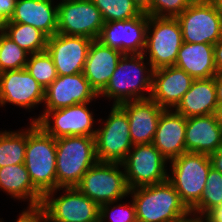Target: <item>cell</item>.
I'll list each match as a JSON object with an SVG mask.
<instances>
[{
    "instance_id": "1",
    "label": "cell",
    "mask_w": 222,
    "mask_h": 222,
    "mask_svg": "<svg viewBox=\"0 0 222 222\" xmlns=\"http://www.w3.org/2000/svg\"><path fill=\"white\" fill-rule=\"evenodd\" d=\"M153 71L154 69L143 54H124L99 96L114 99L113 105L150 98Z\"/></svg>"
},
{
    "instance_id": "2",
    "label": "cell",
    "mask_w": 222,
    "mask_h": 222,
    "mask_svg": "<svg viewBox=\"0 0 222 222\" xmlns=\"http://www.w3.org/2000/svg\"><path fill=\"white\" fill-rule=\"evenodd\" d=\"M129 194L137 222H177L191 213L168 180L130 189Z\"/></svg>"
},
{
    "instance_id": "3",
    "label": "cell",
    "mask_w": 222,
    "mask_h": 222,
    "mask_svg": "<svg viewBox=\"0 0 222 222\" xmlns=\"http://www.w3.org/2000/svg\"><path fill=\"white\" fill-rule=\"evenodd\" d=\"M29 126L24 165L33 185L45 195L57 189L56 139L36 122H30Z\"/></svg>"
},
{
    "instance_id": "4",
    "label": "cell",
    "mask_w": 222,
    "mask_h": 222,
    "mask_svg": "<svg viewBox=\"0 0 222 222\" xmlns=\"http://www.w3.org/2000/svg\"><path fill=\"white\" fill-rule=\"evenodd\" d=\"M97 162L94 136L56 139L57 188L76 187L83 175Z\"/></svg>"
},
{
    "instance_id": "5",
    "label": "cell",
    "mask_w": 222,
    "mask_h": 222,
    "mask_svg": "<svg viewBox=\"0 0 222 222\" xmlns=\"http://www.w3.org/2000/svg\"><path fill=\"white\" fill-rule=\"evenodd\" d=\"M168 181L174 186L181 201L191 210L201 199L211 165L209 155L185 152L170 161Z\"/></svg>"
},
{
    "instance_id": "6",
    "label": "cell",
    "mask_w": 222,
    "mask_h": 222,
    "mask_svg": "<svg viewBox=\"0 0 222 222\" xmlns=\"http://www.w3.org/2000/svg\"><path fill=\"white\" fill-rule=\"evenodd\" d=\"M123 170L122 163L98 161L83 175L76 188L99 206L121 201L130 195Z\"/></svg>"
},
{
    "instance_id": "7",
    "label": "cell",
    "mask_w": 222,
    "mask_h": 222,
    "mask_svg": "<svg viewBox=\"0 0 222 222\" xmlns=\"http://www.w3.org/2000/svg\"><path fill=\"white\" fill-rule=\"evenodd\" d=\"M60 190L64 194L55 198ZM39 211L43 222H99L100 206L76 187H69L47 192Z\"/></svg>"
},
{
    "instance_id": "8",
    "label": "cell",
    "mask_w": 222,
    "mask_h": 222,
    "mask_svg": "<svg viewBox=\"0 0 222 222\" xmlns=\"http://www.w3.org/2000/svg\"><path fill=\"white\" fill-rule=\"evenodd\" d=\"M182 43V30L176 17L149 16L143 55L154 70L174 66Z\"/></svg>"
},
{
    "instance_id": "9",
    "label": "cell",
    "mask_w": 222,
    "mask_h": 222,
    "mask_svg": "<svg viewBox=\"0 0 222 222\" xmlns=\"http://www.w3.org/2000/svg\"><path fill=\"white\" fill-rule=\"evenodd\" d=\"M176 18L183 42L215 45L222 37V16L212 0H194Z\"/></svg>"
},
{
    "instance_id": "10",
    "label": "cell",
    "mask_w": 222,
    "mask_h": 222,
    "mask_svg": "<svg viewBox=\"0 0 222 222\" xmlns=\"http://www.w3.org/2000/svg\"><path fill=\"white\" fill-rule=\"evenodd\" d=\"M108 118L95 133L96 156L99 162L122 163L133 147L126 112L112 105Z\"/></svg>"
},
{
    "instance_id": "11",
    "label": "cell",
    "mask_w": 222,
    "mask_h": 222,
    "mask_svg": "<svg viewBox=\"0 0 222 222\" xmlns=\"http://www.w3.org/2000/svg\"><path fill=\"white\" fill-rule=\"evenodd\" d=\"M122 164L129 189L168 180V161L152 143L133 145Z\"/></svg>"
},
{
    "instance_id": "12",
    "label": "cell",
    "mask_w": 222,
    "mask_h": 222,
    "mask_svg": "<svg viewBox=\"0 0 222 222\" xmlns=\"http://www.w3.org/2000/svg\"><path fill=\"white\" fill-rule=\"evenodd\" d=\"M87 105L89 106V103L43 111L38 117L32 118L31 122H36L55 139L66 136H95L97 128L93 124L96 121Z\"/></svg>"
},
{
    "instance_id": "13",
    "label": "cell",
    "mask_w": 222,
    "mask_h": 222,
    "mask_svg": "<svg viewBox=\"0 0 222 222\" xmlns=\"http://www.w3.org/2000/svg\"><path fill=\"white\" fill-rule=\"evenodd\" d=\"M58 4L57 33L97 39L105 24L91 0H62Z\"/></svg>"
},
{
    "instance_id": "14",
    "label": "cell",
    "mask_w": 222,
    "mask_h": 222,
    "mask_svg": "<svg viewBox=\"0 0 222 222\" xmlns=\"http://www.w3.org/2000/svg\"><path fill=\"white\" fill-rule=\"evenodd\" d=\"M149 15L141 13L128 20L106 22L97 40L123 54H143Z\"/></svg>"
},
{
    "instance_id": "15",
    "label": "cell",
    "mask_w": 222,
    "mask_h": 222,
    "mask_svg": "<svg viewBox=\"0 0 222 222\" xmlns=\"http://www.w3.org/2000/svg\"><path fill=\"white\" fill-rule=\"evenodd\" d=\"M92 39L54 34L47 39L46 51L52 57L58 76L82 73Z\"/></svg>"
},
{
    "instance_id": "16",
    "label": "cell",
    "mask_w": 222,
    "mask_h": 222,
    "mask_svg": "<svg viewBox=\"0 0 222 222\" xmlns=\"http://www.w3.org/2000/svg\"><path fill=\"white\" fill-rule=\"evenodd\" d=\"M45 89L23 68L0 73V106L34 109L44 102Z\"/></svg>"
},
{
    "instance_id": "17",
    "label": "cell",
    "mask_w": 222,
    "mask_h": 222,
    "mask_svg": "<svg viewBox=\"0 0 222 222\" xmlns=\"http://www.w3.org/2000/svg\"><path fill=\"white\" fill-rule=\"evenodd\" d=\"M100 98L84 77L83 72L58 76L46 89L43 111L66 108L76 104L92 103Z\"/></svg>"
},
{
    "instance_id": "18",
    "label": "cell",
    "mask_w": 222,
    "mask_h": 222,
    "mask_svg": "<svg viewBox=\"0 0 222 222\" xmlns=\"http://www.w3.org/2000/svg\"><path fill=\"white\" fill-rule=\"evenodd\" d=\"M193 81L194 78L176 66L155 69L150 98L164 109H174Z\"/></svg>"
},
{
    "instance_id": "19",
    "label": "cell",
    "mask_w": 222,
    "mask_h": 222,
    "mask_svg": "<svg viewBox=\"0 0 222 222\" xmlns=\"http://www.w3.org/2000/svg\"><path fill=\"white\" fill-rule=\"evenodd\" d=\"M119 106L128 117L133 145L152 143L164 108L151 98L128 101Z\"/></svg>"
},
{
    "instance_id": "20",
    "label": "cell",
    "mask_w": 222,
    "mask_h": 222,
    "mask_svg": "<svg viewBox=\"0 0 222 222\" xmlns=\"http://www.w3.org/2000/svg\"><path fill=\"white\" fill-rule=\"evenodd\" d=\"M186 118L174 109H164L160 115L152 144L168 161L186 152Z\"/></svg>"
},
{
    "instance_id": "21",
    "label": "cell",
    "mask_w": 222,
    "mask_h": 222,
    "mask_svg": "<svg viewBox=\"0 0 222 222\" xmlns=\"http://www.w3.org/2000/svg\"><path fill=\"white\" fill-rule=\"evenodd\" d=\"M186 152L210 155L222 148V126L215 114L186 118Z\"/></svg>"
},
{
    "instance_id": "22",
    "label": "cell",
    "mask_w": 222,
    "mask_h": 222,
    "mask_svg": "<svg viewBox=\"0 0 222 222\" xmlns=\"http://www.w3.org/2000/svg\"><path fill=\"white\" fill-rule=\"evenodd\" d=\"M124 54L94 39L90 45L83 74L99 95L107 86Z\"/></svg>"
},
{
    "instance_id": "23",
    "label": "cell",
    "mask_w": 222,
    "mask_h": 222,
    "mask_svg": "<svg viewBox=\"0 0 222 222\" xmlns=\"http://www.w3.org/2000/svg\"><path fill=\"white\" fill-rule=\"evenodd\" d=\"M53 0H17L9 21L29 24L39 29L48 38L57 33L58 4Z\"/></svg>"
},
{
    "instance_id": "24",
    "label": "cell",
    "mask_w": 222,
    "mask_h": 222,
    "mask_svg": "<svg viewBox=\"0 0 222 222\" xmlns=\"http://www.w3.org/2000/svg\"><path fill=\"white\" fill-rule=\"evenodd\" d=\"M0 189L11 198L28 200L29 207L25 210H39L41 207L44 195L33 185L24 163L0 167Z\"/></svg>"
},
{
    "instance_id": "25",
    "label": "cell",
    "mask_w": 222,
    "mask_h": 222,
    "mask_svg": "<svg viewBox=\"0 0 222 222\" xmlns=\"http://www.w3.org/2000/svg\"><path fill=\"white\" fill-rule=\"evenodd\" d=\"M215 76L194 79L190 89L183 95L174 110L185 118L214 114L217 108Z\"/></svg>"
},
{
    "instance_id": "26",
    "label": "cell",
    "mask_w": 222,
    "mask_h": 222,
    "mask_svg": "<svg viewBox=\"0 0 222 222\" xmlns=\"http://www.w3.org/2000/svg\"><path fill=\"white\" fill-rule=\"evenodd\" d=\"M174 66L186 71L194 79L216 76L214 45L183 42Z\"/></svg>"
},
{
    "instance_id": "27",
    "label": "cell",
    "mask_w": 222,
    "mask_h": 222,
    "mask_svg": "<svg viewBox=\"0 0 222 222\" xmlns=\"http://www.w3.org/2000/svg\"><path fill=\"white\" fill-rule=\"evenodd\" d=\"M0 30L29 54L46 51L48 37L32 25L8 21Z\"/></svg>"
},
{
    "instance_id": "28",
    "label": "cell",
    "mask_w": 222,
    "mask_h": 222,
    "mask_svg": "<svg viewBox=\"0 0 222 222\" xmlns=\"http://www.w3.org/2000/svg\"><path fill=\"white\" fill-rule=\"evenodd\" d=\"M27 145V128L19 131H0V167L23 164Z\"/></svg>"
},
{
    "instance_id": "29",
    "label": "cell",
    "mask_w": 222,
    "mask_h": 222,
    "mask_svg": "<svg viewBox=\"0 0 222 222\" xmlns=\"http://www.w3.org/2000/svg\"><path fill=\"white\" fill-rule=\"evenodd\" d=\"M200 201L190 210L191 214L206 216L210 211L222 205V173L210 168Z\"/></svg>"
},
{
    "instance_id": "30",
    "label": "cell",
    "mask_w": 222,
    "mask_h": 222,
    "mask_svg": "<svg viewBox=\"0 0 222 222\" xmlns=\"http://www.w3.org/2000/svg\"><path fill=\"white\" fill-rule=\"evenodd\" d=\"M29 55L0 30V73L25 68Z\"/></svg>"
},
{
    "instance_id": "31",
    "label": "cell",
    "mask_w": 222,
    "mask_h": 222,
    "mask_svg": "<svg viewBox=\"0 0 222 222\" xmlns=\"http://www.w3.org/2000/svg\"><path fill=\"white\" fill-rule=\"evenodd\" d=\"M25 69L44 89L58 77L52 57L47 51L30 54Z\"/></svg>"
},
{
    "instance_id": "32",
    "label": "cell",
    "mask_w": 222,
    "mask_h": 222,
    "mask_svg": "<svg viewBox=\"0 0 222 222\" xmlns=\"http://www.w3.org/2000/svg\"><path fill=\"white\" fill-rule=\"evenodd\" d=\"M100 10L104 22L128 20L139 16L142 12L133 0H91Z\"/></svg>"
},
{
    "instance_id": "33",
    "label": "cell",
    "mask_w": 222,
    "mask_h": 222,
    "mask_svg": "<svg viewBox=\"0 0 222 222\" xmlns=\"http://www.w3.org/2000/svg\"><path fill=\"white\" fill-rule=\"evenodd\" d=\"M108 219L110 222H137L133 200L129 202V205L118 204V201L100 205L99 222H105Z\"/></svg>"
},
{
    "instance_id": "34",
    "label": "cell",
    "mask_w": 222,
    "mask_h": 222,
    "mask_svg": "<svg viewBox=\"0 0 222 222\" xmlns=\"http://www.w3.org/2000/svg\"><path fill=\"white\" fill-rule=\"evenodd\" d=\"M194 0H152L151 16L177 17Z\"/></svg>"
},
{
    "instance_id": "35",
    "label": "cell",
    "mask_w": 222,
    "mask_h": 222,
    "mask_svg": "<svg viewBox=\"0 0 222 222\" xmlns=\"http://www.w3.org/2000/svg\"><path fill=\"white\" fill-rule=\"evenodd\" d=\"M17 0H0V27L13 15Z\"/></svg>"
},
{
    "instance_id": "36",
    "label": "cell",
    "mask_w": 222,
    "mask_h": 222,
    "mask_svg": "<svg viewBox=\"0 0 222 222\" xmlns=\"http://www.w3.org/2000/svg\"><path fill=\"white\" fill-rule=\"evenodd\" d=\"M16 222H43V217L39 210H22Z\"/></svg>"
},
{
    "instance_id": "37",
    "label": "cell",
    "mask_w": 222,
    "mask_h": 222,
    "mask_svg": "<svg viewBox=\"0 0 222 222\" xmlns=\"http://www.w3.org/2000/svg\"><path fill=\"white\" fill-rule=\"evenodd\" d=\"M214 62L216 75H222V37L214 45Z\"/></svg>"
},
{
    "instance_id": "38",
    "label": "cell",
    "mask_w": 222,
    "mask_h": 222,
    "mask_svg": "<svg viewBox=\"0 0 222 222\" xmlns=\"http://www.w3.org/2000/svg\"><path fill=\"white\" fill-rule=\"evenodd\" d=\"M212 167L222 173V148L209 155Z\"/></svg>"
},
{
    "instance_id": "39",
    "label": "cell",
    "mask_w": 222,
    "mask_h": 222,
    "mask_svg": "<svg viewBox=\"0 0 222 222\" xmlns=\"http://www.w3.org/2000/svg\"><path fill=\"white\" fill-rule=\"evenodd\" d=\"M205 217L208 222H222V205L210 211Z\"/></svg>"
},
{
    "instance_id": "40",
    "label": "cell",
    "mask_w": 222,
    "mask_h": 222,
    "mask_svg": "<svg viewBox=\"0 0 222 222\" xmlns=\"http://www.w3.org/2000/svg\"><path fill=\"white\" fill-rule=\"evenodd\" d=\"M134 4L138 7V9L151 16V3L152 0H133Z\"/></svg>"
},
{
    "instance_id": "41",
    "label": "cell",
    "mask_w": 222,
    "mask_h": 222,
    "mask_svg": "<svg viewBox=\"0 0 222 222\" xmlns=\"http://www.w3.org/2000/svg\"><path fill=\"white\" fill-rule=\"evenodd\" d=\"M215 86L218 104L222 103V75L215 76Z\"/></svg>"
},
{
    "instance_id": "42",
    "label": "cell",
    "mask_w": 222,
    "mask_h": 222,
    "mask_svg": "<svg viewBox=\"0 0 222 222\" xmlns=\"http://www.w3.org/2000/svg\"><path fill=\"white\" fill-rule=\"evenodd\" d=\"M177 222H208V221L204 216H198L190 213L187 217Z\"/></svg>"
},
{
    "instance_id": "43",
    "label": "cell",
    "mask_w": 222,
    "mask_h": 222,
    "mask_svg": "<svg viewBox=\"0 0 222 222\" xmlns=\"http://www.w3.org/2000/svg\"><path fill=\"white\" fill-rule=\"evenodd\" d=\"M214 114H215L216 120L222 126V103L217 105V108Z\"/></svg>"
},
{
    "instance_id": "44",
    "label": "cell",
    "mask_w": 222,
    "mask_h": 222,
    "mask_svg": "<svg viewBox=\"0 0 222 222\" xmlns=\"http://www.w3.org/2000/svg\"><path fill=\"white\" fill-rule=\"evenodd\" d=\"M218 10V12L221 14L222 16V0H212Z\"/></svg>"
}]
</instances>
